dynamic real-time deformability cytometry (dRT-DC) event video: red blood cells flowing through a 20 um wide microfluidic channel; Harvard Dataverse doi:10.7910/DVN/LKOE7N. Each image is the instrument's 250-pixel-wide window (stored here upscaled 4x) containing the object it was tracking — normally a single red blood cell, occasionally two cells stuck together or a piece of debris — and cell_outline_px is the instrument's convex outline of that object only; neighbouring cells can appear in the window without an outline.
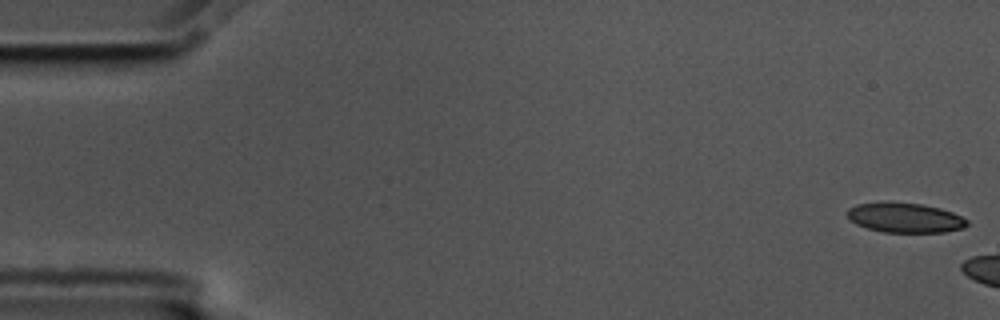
{"species": "common noctule bat (a hibernating species)", "species_latin": "Nyctalus noctula", "temperature_condition": "cold", "stored_images_in_passage": 14, "camera_frame_rate_fps": 3000, "um_per_image_px": 0.085, "animal": {"sex": "male", "body_mass_g": 17.5, "forearm_length_mm": 52.3}, "frame": {"image": 1, "passage_image": 1, "time_ms": 0.0, "image_size_px": [1000, 320], "cell_outline_px": [[968, 224], [964, 228], [944, 232], [884, 232], [868, 228], [856, 224], [848, 216], [848, 208], [856, 204], [880, 200], [884, 200], [920, 204], [940, 208], [952, 212], [968, 220]], "centroid_in_image_um": [76.9, 18.48], "position_along_channel_um": 8.1, "area_um2": 21.04}}
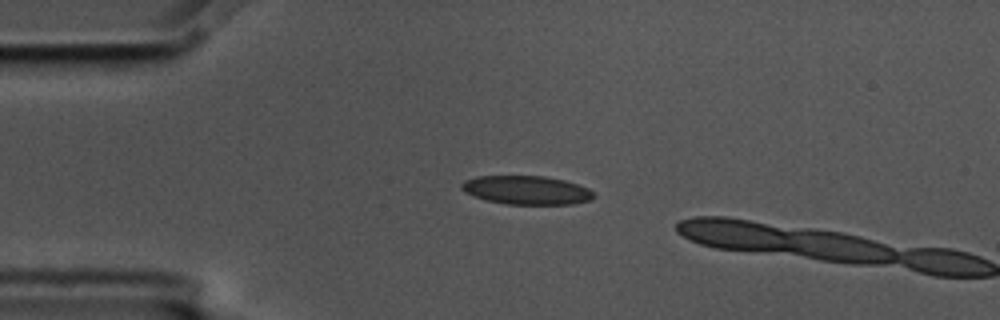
{"frame": {"image": 2, "passage_image": 13, "time_ms": 4.0, "image_size_px": [1000, 320], "cell_outline_px": [[596, 196], [592, 200], [572, 204], [508, 204], [488, 200], [464, 192], [460, 188], [460, 184], [464, 180], [476, 176], [544, 176], [564, 180], [588, 188]], "centroid_in_image_um": [44.76, 16.15], "position_along_channel_um": 40.2, "area_um2": 22.02}}